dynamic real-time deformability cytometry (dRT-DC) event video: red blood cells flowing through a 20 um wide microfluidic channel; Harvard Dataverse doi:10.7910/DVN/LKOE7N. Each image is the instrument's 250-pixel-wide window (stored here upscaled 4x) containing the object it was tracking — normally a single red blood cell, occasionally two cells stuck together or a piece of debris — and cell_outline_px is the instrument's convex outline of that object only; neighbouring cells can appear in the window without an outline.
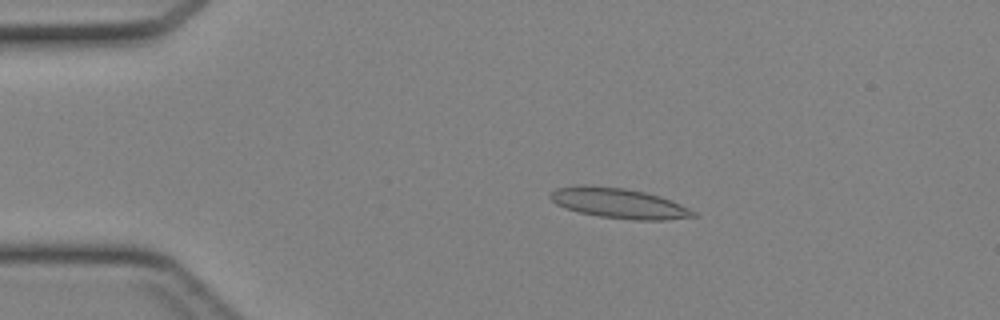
{"species": "Egyptian fruit bat (a non-hibernating species)", "species_latin": "Rousettus aegyptiacus", "temperature_condition": "cold", "stored_images_in_passage": 43, "camera_frame_rate_fps": 3000, "um_per_image_px": 0.085, "animal": {"sex": "female"}, "frame": {"image": 1, "passage_image": 8, "time_ms": 2.333, "image_size_px": [1000, 320], "cell_outline_px": [[700, 216], [668, 220], [632, 220], [600, 216], [580, 212], [556, 204], [548, 196], [556, 188], [572, 184], [584, 184], [624, 188], [644, 192], [660, 196], [672, 200], [696, 212]], "centroid_in_image_um": [52.62, 17.26], "position_along_channel_um": 32.4, "area_um2": 25.32}}
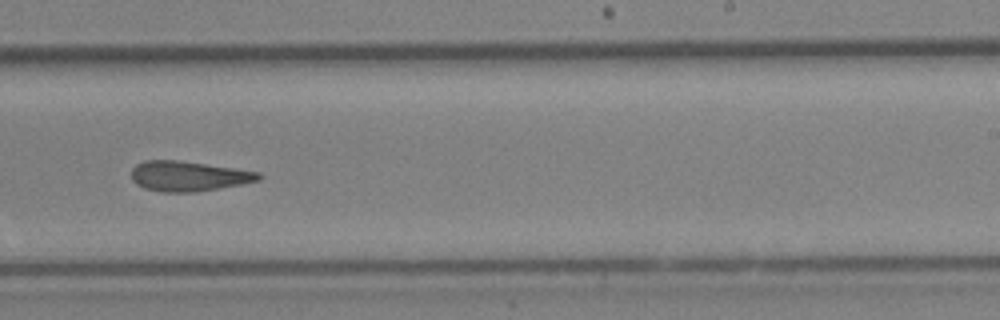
{"frame": {"image": 2, "passage_image": 27, "time_ms": 8.667, "image_size_px": [1000, 320], "cell_outline_px": [[264, 176], [260, 180], [240, 184], [196, 192], [160, 192], [144, 188], [136, 184], [132, 180], [132, 168], [136, 164], [144, 160], [176, 160], [236, 168], [260, 172]], "centroid_in_image_um": [16.02, 14.97], "position_along_channel_um": 273.0, "area_um2": 22.37}}
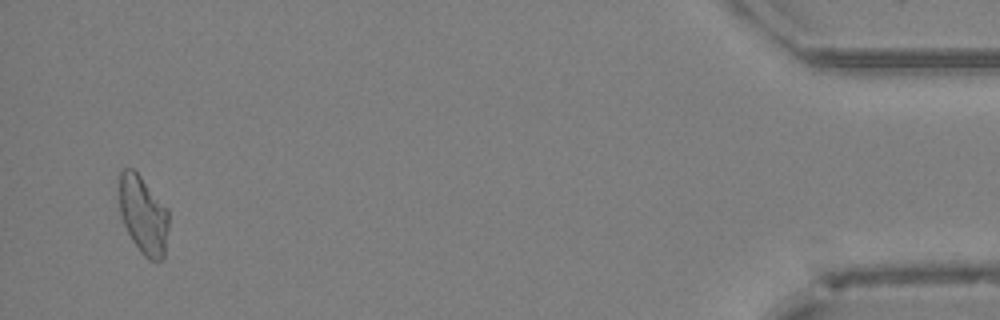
{"frame": {"image": 3, "passage_image": 42, "time_ms": 13.667, "image_size_px": [1000, 320], "cell_outline_px": [[168, 228], [164, 260], [148, 260], [140, 252], [132, 240], [124, 224], [120, 212], [120, 172], [124, 168], [132, 168], [140, 176], [168, 208]], "centroid_in_image_um": [12.2, 18.3], "position_along_channel_um": 423.0, "area_um2": 22.43}}